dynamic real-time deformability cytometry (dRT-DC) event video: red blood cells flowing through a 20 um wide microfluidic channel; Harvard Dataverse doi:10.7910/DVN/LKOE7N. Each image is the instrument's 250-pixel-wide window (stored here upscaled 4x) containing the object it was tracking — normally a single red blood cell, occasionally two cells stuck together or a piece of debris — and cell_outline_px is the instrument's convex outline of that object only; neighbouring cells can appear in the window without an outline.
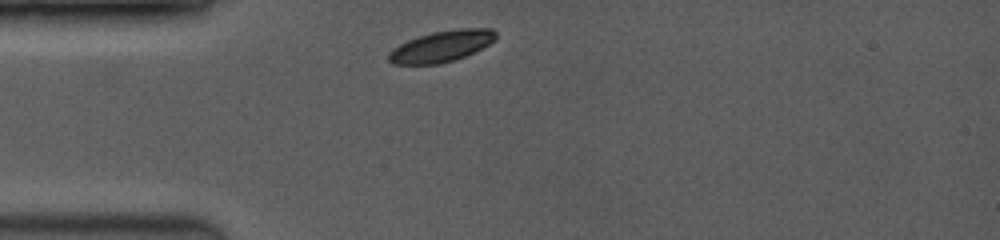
{"species": "common noctule bat (a hibernating species)", "species_latin": "Nyctalus noctula", "temperature_condition": "room temperature", "stored_images_in_passage": 2, "camera_frame_rate_fps": 3500, "um_per_image_px": 0.085, "animal": {"sex": "female", "body_mass_g": 19.0, "forearm_length_mm": 53.3}, "frame": {"image": 1, "passage_image": 1, "time_ms": 0.0, "image_size_px": [1000, 240], "cell_outline_px": [[496, 40], [464, 56], [452, 60], [436, 64], [392, 64], [388, 60], [388, 52], [392, 48], [408, 40], [432, 32], [460, 28], [492, 28], [496, 32]], "centroid_in_image_um": [37.51, 3.92], "position_along_channel_um": 47.5, "area_um2": 19.25}}